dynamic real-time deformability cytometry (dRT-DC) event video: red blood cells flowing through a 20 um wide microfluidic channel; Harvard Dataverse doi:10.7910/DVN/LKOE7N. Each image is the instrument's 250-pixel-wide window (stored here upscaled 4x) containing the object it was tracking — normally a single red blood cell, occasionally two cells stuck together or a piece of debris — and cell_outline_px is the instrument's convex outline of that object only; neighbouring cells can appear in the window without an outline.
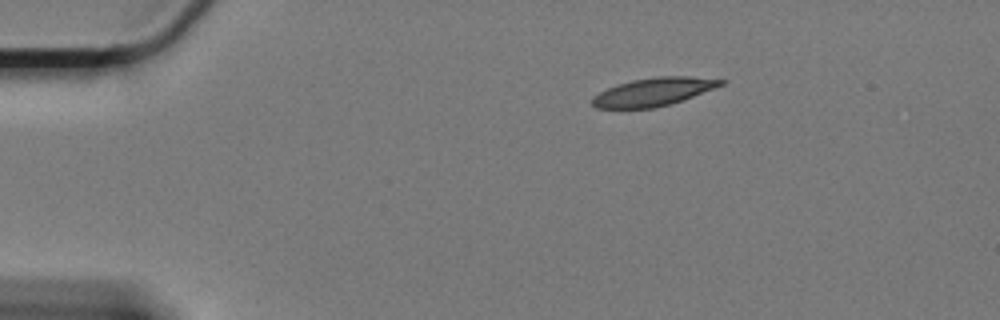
{"species": "Egyptian fruit bat (a non-hibernating species)", "species_latin": "Rousettus aegyptiacus", "temperature_condition": "cold", "stored_images_in_passage": 11, "camera_frame_rate_fps": 3000, "um_per_image_px": 0.085, "animal": {"sex": "female"}, "frame": {"image": 1, "passage_image": 1, "time_ms": 0.0, "image_size_px": [1000, 320], "cell_outline_px": [[728, 80], [724, 84], [692, 96], [668, 104], [652, 108], [596, 108], [592, 104], [592, 96], [616, 84], [632, 80], [656, 76], [688, 76]], "centroid_in_image_um": [55.52, 7.79], "position_along_channel_um": 29.5, "area_um2": 20.81}}
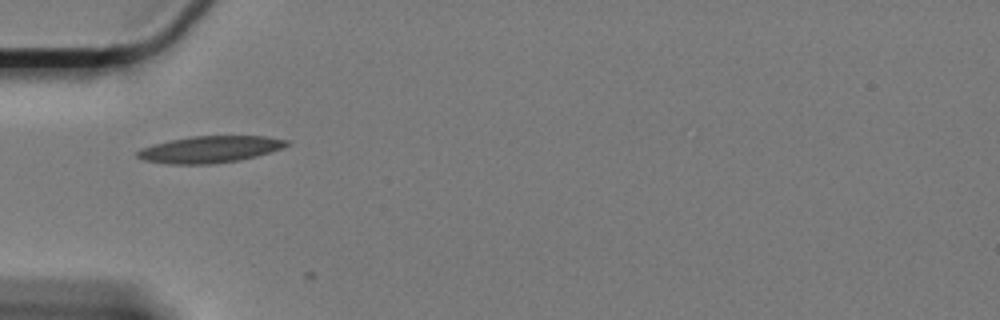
{"frame": {"image": 2, "passage_image": 10, "time_ms": 3.0, "image_size_px": [1000, 320], "cell_outline_px": [[288, 144], [280, 148], [256, 156], [240, 160], [212, 164], [168, 164], [144, 160], [136, 156], [136, 152], [140, 148], [152, 144], [192, 136], [264, 136], [288, 140]], "centroid_in_image_um": [17.79, 12.7], "position_along_channel_um": 67.2, "area_um2": 23.06}}